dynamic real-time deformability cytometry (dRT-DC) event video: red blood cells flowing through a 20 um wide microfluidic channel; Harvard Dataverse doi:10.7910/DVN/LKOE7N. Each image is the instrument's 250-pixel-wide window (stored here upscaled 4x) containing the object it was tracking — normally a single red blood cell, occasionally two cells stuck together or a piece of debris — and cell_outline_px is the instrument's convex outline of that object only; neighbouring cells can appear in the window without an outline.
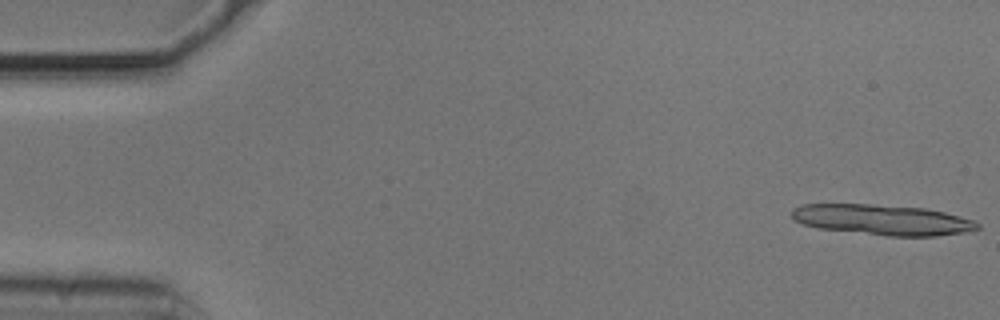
{"species": "common noctule bat (a hibernating species)", "species_latin": "Nyctalus noctula", "temperature_condition": "cold", "stored_images_in_passage": 12, "camera_frame_rate_fps": 3000, "um_per_image_px": 0.085, "animal": {"sex": "male", "body_mass_g": 20.5, "forearm_length_mm": 52.5}, "frame": {"image": 1, "passage_image": 1, "time_ms": 0.0, "image_size_px": [1000, 320], "cell_outline_px": [[980, 228], [964, 232], [936, 236], [888, 236], [820, 228], [804, 224], [796, 220], [792, 216], [792, 208], [800, 204], [868, 204], [924, 208], [944, 212], [960, 216], [972, 220], [980, 224]], "centroid_in_image_um": [75.01, 18.68], "position_along_channel_um": 10.0, "area_um2": 32.71}}